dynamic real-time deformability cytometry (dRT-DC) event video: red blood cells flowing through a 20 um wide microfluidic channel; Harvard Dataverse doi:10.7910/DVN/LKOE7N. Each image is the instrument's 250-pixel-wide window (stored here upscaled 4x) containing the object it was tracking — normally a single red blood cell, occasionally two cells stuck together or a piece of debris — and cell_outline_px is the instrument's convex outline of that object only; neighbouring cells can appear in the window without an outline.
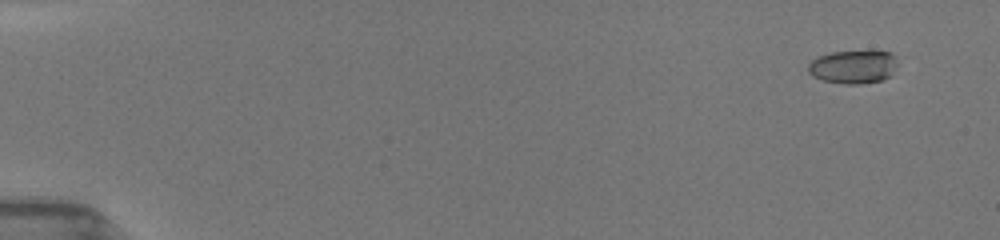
{"species": "common noctule bat (a hibernating species)", "species_latin": "Nyctalus noctula", "temperature_condition": "room temperature", "stored_images_in_passage": 53, "camera_frame_rate_fps": 3000, "um_per_image_px": 0.085, "animal": {"sex": "female", "body_mass_g": 19.5, "forearm_length_mm": 54.1}, "frame": {"image": 1, "passage_image": 2, "time_ms": 1.0, "image_size_px": [1000, 240], "cell_outline_px": [[900, 64], [892, 76], [884, 80], [860, 84], [844, 84], [824, 80], [812, 76], [808, 72], [808, 64], [816, 56], [832, 52], [892, 52], [896, 56]], "centroid_in_image_um": [72.59, 5.69], "position_along_channel_um": 12.4, "area_um2": 17.69}}
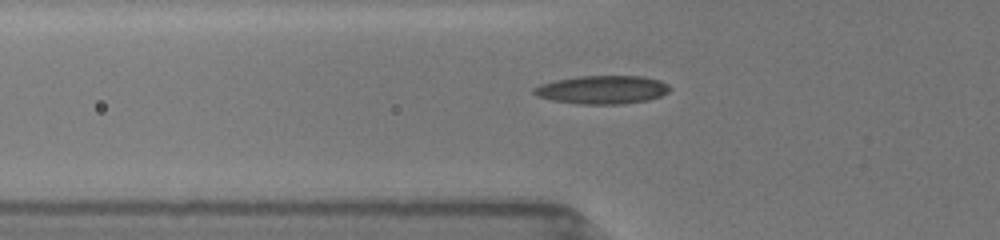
{"frame": {"image": 2, "passage_image": 21, "time_ms": 6.333, "image_size_px": [1000, 240], "cell_outline_px": [[672, 88], [668, 92], [660, 96], [648, 100], [624, 104], [580, 104], [552, 100], [540, 96], [532, 92], [532, 88], [540, 84], [556, 80], [576, 76], [644, 76], [660, 80], [668, 84]], "centroid_in_image_um": [51.22, 7.62], "position_along_channel_um": 74.6, "area_um2": 22.54}}
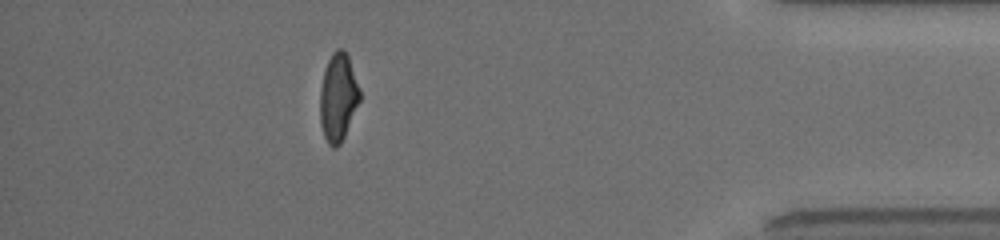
{"frame": {"image": 3, "passage_image": 46, "time_ms": 15.667, "image_size_px": [1000, 240], "cell_outline_px": [[360, 100], [344, 136], [340, 144], [336, 148], [332, 148], [328, 144], [324, 136], [320, 124], [320, 88], [324, 72], [328, 60], [332, 52], [336, 48], [344, 48], [348, 56], [360, 88]], "centroid_in_image_um": [28.73, 8.26], "position_along_channel_um": 406.5, "area_um2": 20.4}, "authors_computed_cell_mechanics": {"area_um2": 20.2878, "velocity_mm_per_s": 3.9731, "shape_relaxation_time_tau1_ms": 4.3355, "shape_relaxation_time_tau2_ms": 1.8975, "deformation_change_tau1": 0.1659, "deformation_change_tau2": 0.0851}}